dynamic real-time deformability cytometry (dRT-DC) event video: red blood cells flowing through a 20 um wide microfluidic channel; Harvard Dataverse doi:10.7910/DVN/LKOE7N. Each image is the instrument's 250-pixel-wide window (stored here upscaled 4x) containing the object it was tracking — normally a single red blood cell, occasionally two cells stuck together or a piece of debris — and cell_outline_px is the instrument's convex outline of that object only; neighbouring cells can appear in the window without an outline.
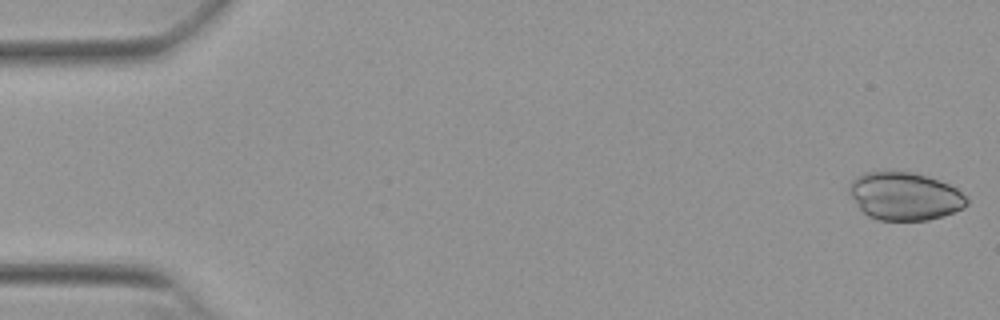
{"species": "Egyptian fruit bat (a non-hibernating species)", "species_latin": "Rousettus aegyptiacus", "temperature_condition": "warm", "stored_images_in_passage": 52, "camera_frame_rate_fps": 3000, "um_per_image_px": 0.085, "animal": {"sex": "female"}, "frame": {"image": 1, "passage_image": 1, "time_ms": 0.0, "image_size_px": [1000, 320], "cell_outline_px": [[968, 204], [964, 208], [944, 216], [928, 220], [880, 220], [868, 216], [860, 208], [848, 192], [848, 188], [852, 180], [856, 176], [864, 172], [884, 168], [912, 172], [948, 184], [956, 188], [968, 200]], "centroid_in_image_um": [76.86, 16.64], "position_along_channel_um": 8.1, "area_um2": 33.23}}
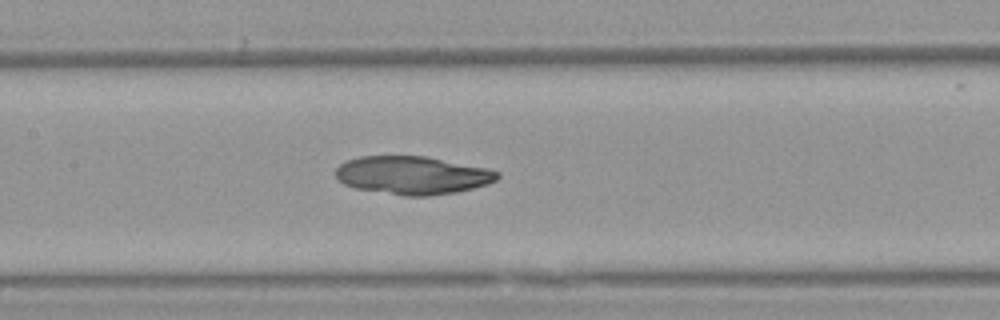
{"frame": {"image": 2, "passage_image": 25, "time_ms": 8.0, "image_size_px": [1000, 320], "cell_outline_px": [[500, 176], [496, 180], [488, 184], [456, 192], [428, 196], [404, 196], [356, 188], [344, 184], [336, 176], [336, 168], [344, 160], [360, 156], [424, 156], [488, 168], [500, 172]], "centroid_in_image_um": [35.06, 14.89], "position_along_channel_um": 172.3, "area_um2": 35.95}}
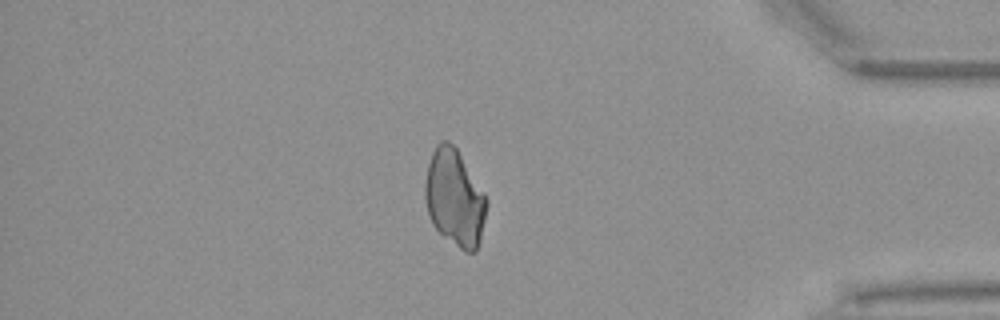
{"frame": {"image": 3, "passage_image": 45, "time_ms": 14.667, "image_size_px": [1000, 320], "cell_outline_px": [[488, 204], [480, 240], [476, 252], [464, 252], [444, 236], [432, 224], [428, 216], [424, 196], [424, 184], [428, 164], [432, 152], [436, 144], [440, 140], [448, 140], [456, 148], [484, 192], [488, 200]], "centroid_in_image_um": [38.63, 16.82], "position_along_channel_um": 396.6, "area_um2": 34.85}}